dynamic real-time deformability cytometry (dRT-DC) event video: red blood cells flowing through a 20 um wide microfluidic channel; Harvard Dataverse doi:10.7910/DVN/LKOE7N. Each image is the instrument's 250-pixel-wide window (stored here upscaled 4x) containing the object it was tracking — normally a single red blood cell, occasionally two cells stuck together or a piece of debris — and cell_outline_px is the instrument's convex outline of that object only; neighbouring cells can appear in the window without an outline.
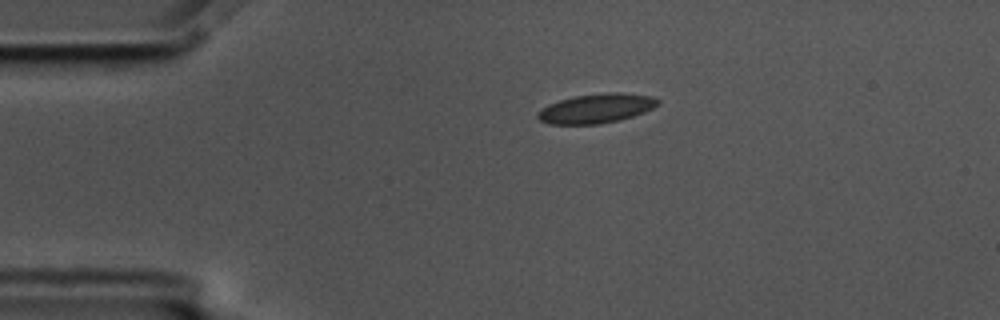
{"species": "common noctule bat (a hibernating species)", "species_latin": "Nyctalus noctula", "temperature_condition": "cold", "stored_images_in_passage": 46, "camera_frame_rate_fps": 3000, "um_per_image_px": 0.085, "animal": {"sex": "male", "body_mass_g": 17.5, "forearm_length_mm": 52.3}, "frame": {"image": 1, "passage_image": 1, "time_ms": 0.0, "image_size_px": [1000, 320], "cell_outline_px": [[660, 104], [644, 112], [620, 120], [600, 124], [548, 124], [540, 120], [536, 116], [536, 112], [548, 104], [572, 96], [608, 92], [624, 92], [652, 96], [660, 100]], "centroid_in_image_um": [50.68, 9.21], "position_along_channel_um": 34.3, "area_um2": 20.81}}
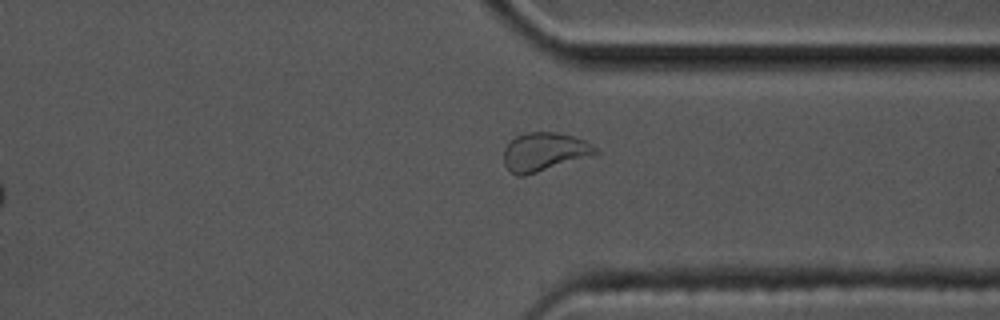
{"frame": {"image": 2, "passage_image": 32, "time_ms": 10.333, "image_size_px": [1000, 320], "cell_outline_px": [[600, 152], [592, 156], [524, 176], [516, 176], [504, 164], [504, 148], [516, 136], [524, 132], [556, 132], [572, 136], [584, 140], [596, 148]], "centroid_in_image_um": [46.26, 12.91], "position_along_channel_um": 365.1, "area_um2": 20.52}}
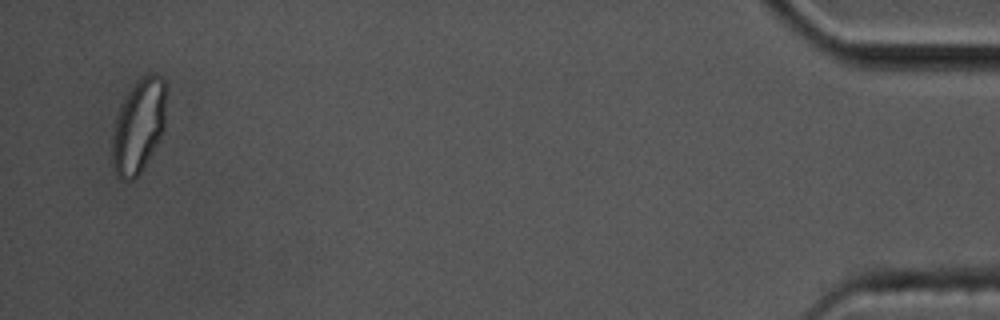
{"frame": {"image": 3, "passage_image": 44, "time_ms": 14.333, "image_size_px": [1000, 320], "cell_outline_px": [[164, 132], [136, 180], [120, 180], [116, 176], [112, 160], [112, 136], [116, 116], [120, 104], [132, 88], [148, 72], [152, 72], [160, 76], [164, 80]], "centroid_in_image_um": [11.76, 10.77], "position_along_channel_um": 423.4, "area_um2": 29.36}, "authors_computed_cell_mechanics": {"area_um2": 19.8254, "velocity_mm_per_s": 3.5695, "shape_relaxation_time_tau1_ms": 10.6242, "shape_relaxation_time_tau2_ms": null, "deformation_change_tau1": 0.1636, "deformation_change_tau2": null}}